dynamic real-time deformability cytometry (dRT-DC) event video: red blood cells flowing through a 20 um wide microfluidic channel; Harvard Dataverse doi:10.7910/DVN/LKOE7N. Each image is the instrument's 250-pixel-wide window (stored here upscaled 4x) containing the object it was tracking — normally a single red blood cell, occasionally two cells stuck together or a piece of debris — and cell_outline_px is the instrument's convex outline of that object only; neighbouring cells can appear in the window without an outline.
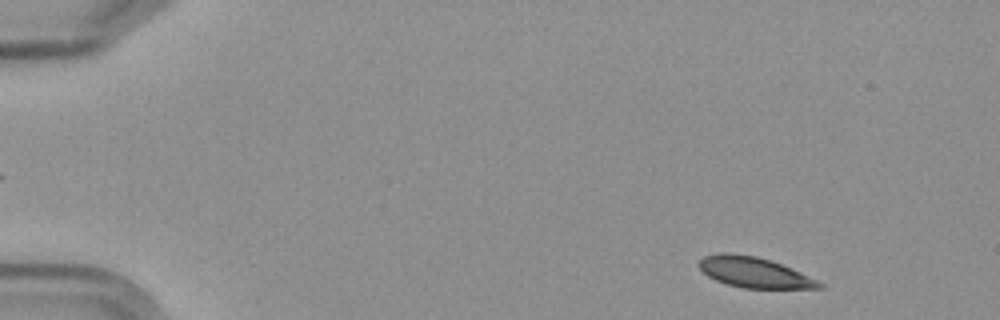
{"species": "Egyptian fruit bat (a non-hibernating species)", "species_latin": "Rousettus aegyptiacus", "temperature_condition": "cold", "stored_images_in_passage": 5, "camera_frame_rate_fps": 3000, "um_per_image_px": 0.085, "frame": {"image": 1, "passage_image": 5, "time_ms": 5.667, "image_size_px": [1000, 320], "cell_outline_px": [[824, 288], [744, 288], [728, 284], [716, 280], [708, 276], [700, 268], [700, 260], [704, 256], [720, 252], [732, 252], [756, 256], [772, 260], [792, 268], [824, 284]], "centroid_in_image_um": [64.11, 23.13], "position_along_channel_um": 20.9, "area_um2": 21.27}}